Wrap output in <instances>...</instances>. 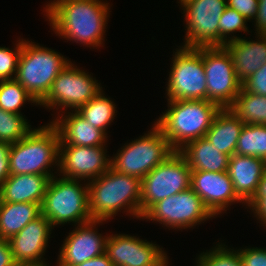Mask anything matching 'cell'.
<instances>
[{
    "label": "cell",
    "mask_w": 266,
    "mask_h": 266,
    "mask_svg": "<svg viewBox=\"0 0 266 266\" xmlns=\"http://www.w3.org/2000/svg\"><path fill=\"white\" fill-rule=\"evenodd\" d=\"M243 127L244 123L229 108L220 109L205 137L220 152L231 157L235 154Z\"/></svg>",
    "instance_id": "24"
},
{
    "label": "cell",
    "mask_w": 266,
    "mask_h": 266,
    "mask_svg": "<svg viewBox=\"0 0 266 266\" xmlns=\"http://www.w3.org/2000/svg\"><path fill=\"white\" fill-rule=\"evenodd\" d=\"M52 229L50 221L41 214L11 237L8 242L15 262L18 265L45 262L42 257Z\"/></svg>",
    "instance_id": "18"
},
{
    "label": "cell",
    "mask_w": 266,
    "mask_h": 266,
    "mask_svg": "<svg viewBox=\"0 0 266 266\" xmlns=\"http://www.w3.org/2000/svg\"><path fill=\"white\" fill-rule=\"evenodd\" d=\"M104 220H91L78 225L63 241L58 255L59 266H76L105 253L107 236L94 228Z\"/></svg>",
    "instance_id": "16"
},
{
    "label": "cell",
    "mask_w": 266,
    "mask_h": 266,
    "mask_svg": "<svg viewBox=\"0 0 266 266\" xmlns=\"http://www.w3.org/2000/svg\"><path fill=\"white\" fill-rule=\"evenodd\" d=\"M173 55L167 100H207L203 47H181Z\"/></svg>",
    "instance_id": "9"
},
{
    "label": "cell",
    "mask_w": 266,
    "mask_h": 266,
    "mask_svg": "<svg viewBox=\"0 0 266 266\" xmlns=\"http://www.w3.org/2000/svg\"><path fill=\"white\" fill-rule=\"evenodd\" d=\"M184 1H186V0H180L178 3H181L182 4Z\"/></svg>",
    "instance_id": "45"
},
{
    "label": "cell",
    "mask_w": 266,
    "mask_h": 266,
    "mask_svg": "<svg viewBox=\"0 0 266 266\" xmlns=\"http://www.w3.org/2000/svg\"><path fill=\"white\" fill-rule=\"evenodd\" d=\"M227 6L236 10L249 21L256 17L259 0H227Z\"/></svg>",
    "instance_id": "36"
},
{
    "label": "cell",
    "mask_w": 266,
    "mask_h": 266,
    "mask_svg": "<svg viewBox=\"0 0 266 266\" xmlns=\"http://www.w3.org/2000/svg\"><path fill=\"white\" fill-rule=\"evenodd\" d=\"M168 108L155 124L175 151L192 140L205 137L220 110L208 100H168Z\"/></svg>",
    "instance_id": "3"
},
{
    "label": "cell",
    "mask_w": 266,
    "mask_h": 266,
    "mask_svg": "<svg viewBox=\"0 0 266 266\" xmlns=\"http://www.w3.org/2000/svg\"><path fill=\"white\" fill-rule=\"evenodd\" d=\"M255 196H266V171L260 180L259 188Z\"/></svg>",
    "instance_id": "42"
},
{
    "label": "cell",
    "mask_w": 266,
    "mask_h": 266,
    "mask_svg": "<svg viewBox=\"0 0 266 266\" xmlns=\"http://www.w3.org/2000/svg\"><path fill=\"white\" fill-rule=\"evenodd\" d=\"M186 48L219 46V20L227 7V0H186Z\"/></svg>",
    "instance_id": "13"
},
{
    "label": "cell",
    "mask_w": 266,
    "mask_h": 266,
    "mask_svg": "<svg viewBox=\"0 0 266 266\" xmlns=\"http://www.w3.org/2000/svg\"><path fill=\"white\" fill-rule=\"evenodd\" d=\"M207 100L220 109L230 108L242 83L237 79L231 55L224 46L203 47Z\"/></svg>",
    "instance_id": "10"
},
{
    "label": "cell",
    "mask_w": 266,
    "mask_h": 266,
    "mask_svg": "<svg viewBox=\"0 0 266 266\" xmlns=\"http://www.w3.org/2000/svg\"><path fill=\"white\" fill-rule=\"evenodd\" d=\"M103 90L100 91L88 103L81 106L76 112L89 122L93 127L102 130L105 134L107 126L114 120L116 112L115 103L104 96Z\"/></svg>",
    "instance_id": "27"
},
{
    "label": "cell",
    "mask_w": 266,
    "mask_h": 266,
    "mask_svg": "<svg viewBox=\"0 0 266 266\" xmlns=\"http://www.w3.org/2000/svg\"><path fill=\"white\" fill-rule=\"evenodd\" d=\"M231 250L218 243L212 250L198 256L197 266H242L238 250Z\"/></svg>",
    "instance_id": "31"
},
{
    "label": "cell",
    "mask_w": 266,
    "mask_h": 266,
    "mask_svg": "<svg viewBox=\"0 0 266 266\" xmlns=\"http://www.w3.org/2000/svg\"><path fill=\"white\" fill-rule=\"evenodd\" d=\"M20 40L13 51L12 49L0 46V81L11 80L16 77L18 60L23 45V40Z\"/></svg>",
    "instance_id": "33"
},
{
    "label": "cell",
    "mask_w": 266,
    "mask_h": 266,
    "mask_svg": "<svg viewBox=\"0 0 266 266\" xmlns=\"http://www.w3.org/2000/svg\"><path fill=\"white\" fill-rule=\"evenodd\" d=\"M246 22L247 20L240 13L227 6L219 20V46H224L229 42L227 36L230 33L248 31Z\"/></svg>",
    "instance_id": "32"
},
{
    "label": "cell",
    "mask_w": 266,
    "mask_h": 266,
    "mask_svg": "<svg viewBox=\"0 0 266 266\" xmlns=\"http://www.w3.org/2000/svg\"><path fill=\"white\" fill-rule=\"evenodd\" d=\"M27 100L39 104L16 79L0 81V108L2 110L21 114L20 107Z\"/></svg>",
    "instance_id": "29"
},
{
    "label": "cell",
    "mask_w": 266,
    "mask_h": 266,
    "mask_svg": "<svg viewBox=\"0 0 266 266\" xmlns=\"http://www.w3.org/2000/svg\"><path fill=\"white\" fill-rule=\"evenodd\" d=\"M179 152L185 157L192 171L228 170L230 156L220 152L206 137L188 142Z\"/></svg>",
    "instance_id": "23"
},
{
    "label": "cell",
    "mask_w": 266,
    "mask_h": 266,
    "mask_svg": "<svg viewBox=\"0 0 266 266\" xmlns=\"http://www.w3.org/2000/svg\"><path fill=\"white\" fill-rule=\"evenodd\" d=\"M47 47L23 40L15 79L39 103L69 59Z\"/></svg>",
    "instance_id": "5"
},
{
    "label": "cell",
    "mask_w": 266,
    "mask_h": 266,
    "mask_svg": "<svg viewBox=\"0 0 266 266\" xmlns=\"http://www.w3.org/2000/svg\"><path fill=\"white\" fill-rule=\"evenodd\" d=\"M24 118L0 108V142L14 144L25 137L32 128Z\"/></svg>",
    "instance_id": "30"
},
{
    "label": "cell",
    "mask_w": 266,
    "mask_h": 266,
    "mask_svg": "<svg viewBox=\"0 0 266 266\" xmlns=\"http://www.w3.org/2000/svg\"><path fill=\"white\" fill-rule=\"evenodd\" d=\"M18 266H47V264H45V262H43V263L21 264Z\"/></svg>",
    "instance_id": "44"
},
{
    "label": "cell",
    "mask_w": 266,
    "mask_h": 266,
    "mask_svg": "<svg viewBox=\"0 0 266 266\" xmlns=\"http://www.w3.org/2000/svg\"><path fill=\"white\" fill-rule=\"evenodd\" d=\"M254 20L257 34H266V0H259V7Z\"/></svg>",
    "instance_id": "40"
},
{
    "label": "cell",
    "mask_w": 266,
    "mask_h": 266,
    "mask_svg": "<svg viewBox=\"0 0 266 266\" xmlns=\"http://www.w3.org/2000/svg\"><path fill=\"white\" fill-rule=\"evenodd\" d=\"M60 138L50 123L31 130L18 142L11 144L9 152L10 175L39 174L54 175L50 169L59 166Z\"/></svg>",
    "instance_id": "4"
},
{
    "label": "cell",
    "mask_w": 266,
    "mask_h": 266,
    "mask_svg": "<svg viewBox=\"0 0 266 266\" xmlns=\"http://www.w3.org/2000/svg\"><path fill=\"white\" fill-rule=\"evenodd\" d=\"M67 113L50 122L58 131L59 146H105L107 136L102 130L93 127L76 111Z\"/></svg>",
    "instance_id": "21"
},
{
    "label": "cell",
    "mask_w": 266,
    "mask_h": 266,
    "mask_svg": "<svg viewBox=\"0 0 266 266\" xmlns=\"http://www.w3.org/2000/svg\"><path fill=\"white\" fill-rule=\"evenodd\" d=\"M65 0H54L52 1L50 4L48 3V5L45 6V11H46V14L47 15L57 4H59L60 2H63Z\"/></svg>",
    "instance_id": "43"
},
{
    "label": "cell",
    "mask_w": 266,
    "mask_h": 266,
    "mask_svg": "<svg viewBox=\"0 0 266 266\" xmlns=\"http://www.w3.org/2000/svg\"><path fill=\"white\" fill-rule=\"evenodd\" d=\"M54 175H10L0 188V202L37 203L42 205L50 179Z\"/></svg>",
    "instance_id": "22"
},
{
    "label": "cell",
    "mask_w": 266,
    "mask_h": 266,
    "mask_svg": "<svg viewBox=\"0 0 266 266\" xmlns=\"http://www.w3.org/2000/svg\"><path fill=\"white\" fill-rule=\"evenodd\" d=\"M191 188L214 216L220 215L233 202H243L235 193L227 171H192Z\"/></svg>",
    "instance_id": "17"
},
{
    "label": "cell",
    "mask_w": 266,
    "mask_h": 266,
    "mask_svg": "<svg viewBox=\"0 0 266 266\" xmlns=\"http://www.w3.org/2000/svg\"><path fill=\"white\" fill-rule=\"evenodd\" d=\"M72 62L59 73L53 81L47 95L38 105L51 109L70 108L77 111L81 106L94 98L102 87L84 70L73 66ZM59 107V108H58Z\"/></svg>",
    "instance_id": "12"
},
{
    "label": "cell",
    "mask_w": 266,
    "mask_h": 266,
    "mask_svg": "<svg viewBox=\"0 0 266 266\" xmlns=\"http://www.w3.org/2000/svg\"><path fill=\"white\" fill-rule=\"evenodd\" d=\"M11 144L0 142V188L4 181L10 176L9 152Z\"/></svg>",
    "instance_id": "37"
},
{
    "label": "cell",
    "mask_w": 266,
    "mask_h": 266,
    "mask_svg": "<svg viewBox=\"0 0 266 266\" xmlns=\"http://www.w3.org/2000/svg\"><path fill=\"white\" fill-rule=\"evenodd\" d=\"M108 5L101 0H65L46 16L60 37L97 48L104 44Z\"/></svg>",
    "instance_id": "1"
},
{
    "label": "cell",
    "mask_w": 266,
    "mask_h": 266,
    "mask_svg": "<svg viewBox=\"0 0 266 266\" xmlns=\"http://www.w3.org/2000/svg\"><path fill=\"white\" fill-rule=\"evenodd\" d=\"M235 154L266 160V125L244 124Z\"/></svg>",
    "instance_id": "28"
},
{
    "label": "cell",
    "mask_w": 266,
    "mask_h": 266,
    "mask_svg": "<svg viewBox=\"0 0 266 266\" xmlns=\"http://www.w3.org/2000/svg\"><path fill=\"white\" fill-rule=\"evenodd\" d=\"M75 179L53 176L47 186L41 205V214L55 225H80L92 219L89 212L88 183L81 186Z\"/></svg>",
    "instance_id": "6"
},
{
    "label": "cell",
    "mask_w": 266,
    "mask_h": 266,
    "mask_svg": "<svg viewBox=\"0 0 266 266\" xmlns=\"http://www.w3.org/2000/svg\"><path fill=\"white\" fill-rule=\"evenodd\" d=\"M247 205L256 214L255 217L257 216L261 224L266 226V196H254Z\"/></svg>",
    "instance_id": "38"
},
{
    "label": "cell",
    "mask_w": 266,
    "mask_h": 266,
    "mask_svg": "<svg viewBox=\"0 0 266 266\" xmlns=\"http://www.w3.org/2000/svg\"><path fill=\"white\" fill-rule=\"evenodd\" d=\"M242 266H266V249L244 248L238 249Z\"/></svg>",
    "instance_id": "35"
},
{
    "label": "cell",
    "mask_w": 266,
    "mask_h": 266,
    "mask_svg": "<svg viewBox=\"0 0 266 266\" xmlns=\"http://www.w3.org/2000/svg\"><path fill=\"white\" fill-rule=\"evenodd\" d=\"M76 266H114L111 260L104 253L98 257L85 261L84 263Z\"/></svg>",
    "instance_id": "41"
},
{
    "label": "cell",
    "mask_w": 266,
    "mask_h": 266,
    "mask_svg": "<svg viewBox=\"0 0 266 266\" xmlns=\"http://www.w3.org/2000/svg\"><path fill=\"white\" fill-rule=\"evenodd\" d=\"M191 173L187 160L179 151L152 169L141 179V218L158 201L189 189Z\"/></svg>",
    "instance_id": "8"
},
{
    "label": "cell",
    "mask_w": 266,
    "mask_h": 266,
    "mask_svg": "<svg viewBox=\"0 0 266 266\" xmlns=\"http://www.w3.org/2000/svg\"><path fill=\"white\" fill-rule=\"evenodd\" d=\"M242 87L251 93L266 96V63L247 78Z\"/></svg>",
    "instance_id": "34"
},
{
    "label": "cell",
    "mask_w": 266,
    "mask_h": 266,
    "mask_svg": "<svg viewBox=\"0 0 266 266\" xmlns=\"http://www.w3.org/2000/svg\"><path fill=\"white\" fill-rule=\"evenodd\" d=\"M104 147L59 146V173L67 179L94 180L110 168Z\"/></svg>",
    "instance_id": "15"
},
{
    "label": "cell",
    "mask_w": 266,
    "mask_h": 266,
    "mask_svg": "<svg viewBox=\"0 0 266 266\" xmlns=\"http://www.w3.org/2000/svg\"><path fill=\"white\" fill-rule=\"evenodd\" d=\"M153 125L148 134L127 143L118 151L110 162L113 170L142 179L175 152L161 129Z\"/></svg>",
    "instance_id": "7"
},
{
    "label": "cell",
    "mask_w": 266,
    "mask_h": 266,
    "mask_svg": "<svg viewBox=\"0 0 266 266\" xmlns=\"http://www.w3.org/2000/svg\"><path fill=\"white\" fill-rule=\"evenodd\" d=\"M266 171L264 159L234 154L229 159L228 174L237 196L248 204L256 195L259 183Z\"/></svg>",
    "instance_id": "19"
},
{
    "label": "cell",
    "mask_w": 266,
    "mask_h": 266,
    "mask_svg": "<svg viewBox=\"0 0 266 266\" xmlns=\"http://www.w3.org/2000/svg\"><path fill=\"white\" fill-rule=\"evenodd\" d=\"M0 266H18L8 240L0 237Z\"/></svg>",
    "instance_id": "39"
},
{
    "label": "cell",
    "mask_w": 266,
    "mask_h": 266,
    "mask_svg": "<svg viewBox=\"0 0 266 266\" xmlns=\"http://www.w3.org/2000/svg\"><path fill=\"white\" fill-rule=\"evenodd\" d=\"M40 215L37 203L0 202V237L9 240Z\"/></svg>",
    "instance_id": "25"
},
{
    "label": "cell",
    "mask_w": 266,
    "mask_h": 266,
    "mask_svg": "<svg viewBox=\"0 0 266 266\" xmlns=\"http://www.w3.org/2000/svg\"><path fill=\"white\" fill-rule=\"evenodd\" d=\"M211 217L214 215L191 187L158 201L142 215V219L180 230L190 229Z\"/></svg>",
    "instance_id": "11"
},
{
    "label": "cell",
    "mask_w": 266,
    "mask_h": 266,
    "mask_svg": "<svg viewBox=\"0 0 266 266\" xmlns=\"http://www.w3.org/2000/svg\"><path fill=\"white\" fill-rule=\"evenodd\" d=\"M229 109L244 124L266 125V96L251 93L241 87Z\"/></svg>",
    "instance_id": "26"
},
{
    "label": "cell",
    "mask_w": 266,
    "mask_h": 266,
    "mask_svg": "<svg viewBox=\"0 0 266 266\" xmlns=\"http://www.w3.org/2000/svg\"><path fill=\"white\" fill-rule=\"evenodd\" d=\"M146 241L128 234L107 235L105 254L114 266H167V254Z\"/></svg>",
    "instance_id": "14"
},
{
    "label": "cell",
    "mask_w": 266,
    "mask_h": 266,
    "mask_svg": "<svg viewBox=\"0 0 266 266\" xmlns=\"http://www.w3.org/2000/svg\"><path fill=\"white\" fill-rule=\"evenodd\" d=\"M141 179L111 167L88 182L89 212L93 220H109L125 209L141 219ZM123 208V209H122Z\"/></svg>",
    "instance_id": "2"
},
{
    "label": "cell",
    "mask_w": 266,
    "mask_h": 266,
    "mask_svg": "<svg viewBox=\"0 0 266 266\" xmlns=\"http://www.w3.org/2000/svg\"><path fill=\"white\" fill-rule=\"evenodd\" d=\"M257 41L236 35L229 37L224 47L231 55L237 79L243 83L266 63V34H256Z\"/></svg>",
    "instance_id": "20"
}]
</instances>
